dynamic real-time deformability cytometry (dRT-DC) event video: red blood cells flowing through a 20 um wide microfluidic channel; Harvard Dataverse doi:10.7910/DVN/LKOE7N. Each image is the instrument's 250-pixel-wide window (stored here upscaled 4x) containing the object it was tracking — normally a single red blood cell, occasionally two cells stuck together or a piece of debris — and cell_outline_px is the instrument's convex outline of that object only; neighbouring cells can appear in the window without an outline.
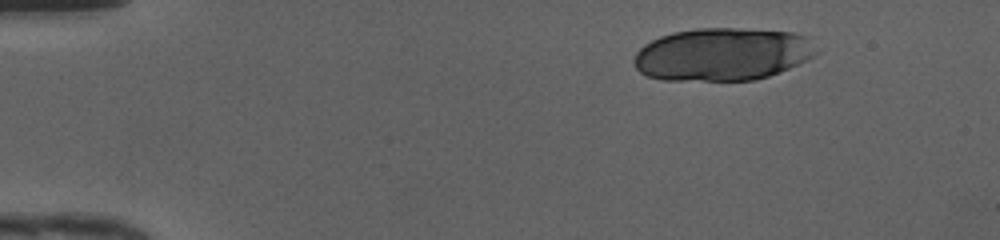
{"species": "human", "species_latin": "Homo sapiens", "temperature_condition": "cold", "stored_images_in_passage": 36, "camera_frame_rate_fps": 3000, "um_per_image_px": 0.085, "donor": {"sex": "female"}, "frame": {"image": 1, "passage_image": 1, "time_ms": 0.0, "image_size_px": [1000, 240], "cell_outline_px": [[816, 52], [808, 60], [780, 72], [756, 80], [664, 80], [648, 76], [640, 72], [636, 68], [632, 60], [636, 52], [644, 44], [660, 36], [672, 32], [696, 28], [736, 28], [796, 32], [808, 36]], "centroid_in_image_um": [61.39, 4.6], "position_along_channel_um": 23.6, "area_um2": 56.36}}
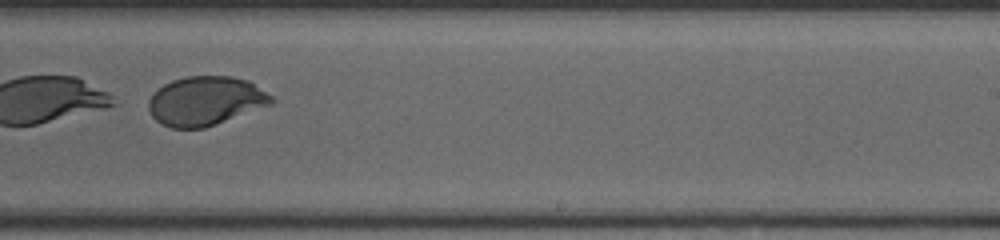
{"frame": {"image": 2, "passage_image": 26, "time_ms": 8.333, "image_size_px": [1000, 240], "cell_outline_px": [[276, 100], [272, 104], [216, 124], [204, 128], [172, 128], [160, 124], [152, 116], [148, 108], [148, 100], [164, 84], [172, 80], [188, 76], [232, 76], [248, 80], [272, 96]], "centroid_in_image_um": [17.47, 8.58], "position_along_channel_um": 271.5, "area_um2": 35.03}}
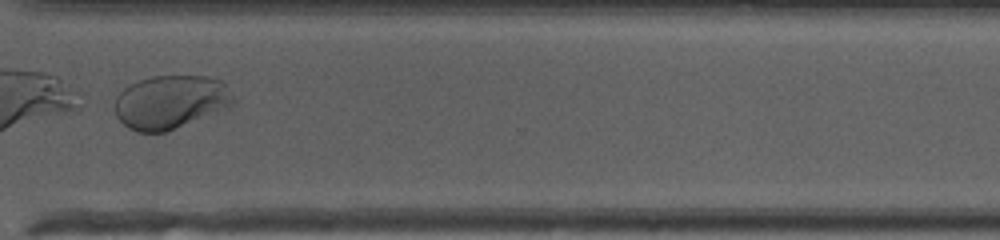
{"frame": {"image": 3, "passage_image": 32, "time_ms": 10.333, "image_size_px": [1000, 240], "cell_outline_px": [[236, 104], [228, 108], [164, 132], [136, 132], [128, 128], [116, 116], [116, 96], [124, 88], [140, 80], [152, 76], [204, 76], [224, 80], [236, 100]], "centroid_in_image_um": [14.54, 8.66], "position_along_channel_um": 356.1, "area_um2": 36.99}}